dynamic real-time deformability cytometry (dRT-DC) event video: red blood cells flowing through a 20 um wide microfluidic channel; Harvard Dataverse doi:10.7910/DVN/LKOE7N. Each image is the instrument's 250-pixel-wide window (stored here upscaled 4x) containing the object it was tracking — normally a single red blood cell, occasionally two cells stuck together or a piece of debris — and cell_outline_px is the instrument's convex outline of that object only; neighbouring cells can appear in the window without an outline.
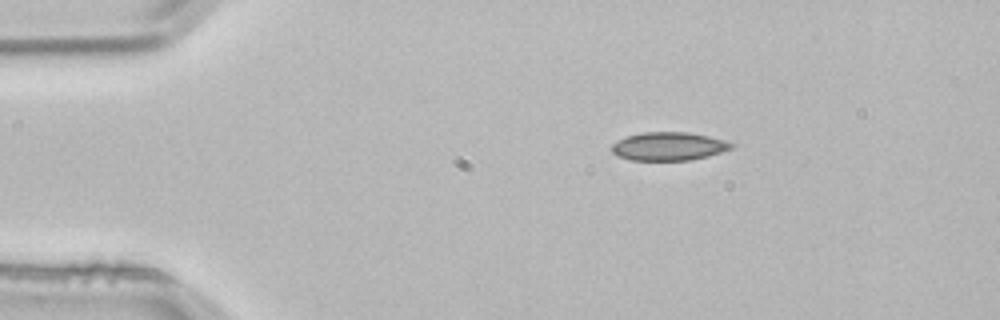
{"species": "common noctule bat (a hibernating species)", "species_latin": "Nyctalus noctula", "temperature_condition": "room temperature", "stored_images_in_passage": 2, "camera_frame_rate_fps": 3000, "um_per_image_px": 0.085, "animal": {"sex": "male", "body_mass_g": 21.5, "forearm_length_mm": 52.0}, "frame": {"image": 1, "passage_image": 1, "time_ms": 0.0, "image_size_px": [1000, 320], "cell_outline_px": [[736, 144], [732, 148], [708, 156], [688, 160], [632, 160], [620, 156], [612, 152], [612, 144], [628, 136], [640, 132], [688, 132], [728, 140]], "centroid_in_image_um": [56.89, 12.43], "position_along_channel_um": 28.1, "area_um2": 19.65}}